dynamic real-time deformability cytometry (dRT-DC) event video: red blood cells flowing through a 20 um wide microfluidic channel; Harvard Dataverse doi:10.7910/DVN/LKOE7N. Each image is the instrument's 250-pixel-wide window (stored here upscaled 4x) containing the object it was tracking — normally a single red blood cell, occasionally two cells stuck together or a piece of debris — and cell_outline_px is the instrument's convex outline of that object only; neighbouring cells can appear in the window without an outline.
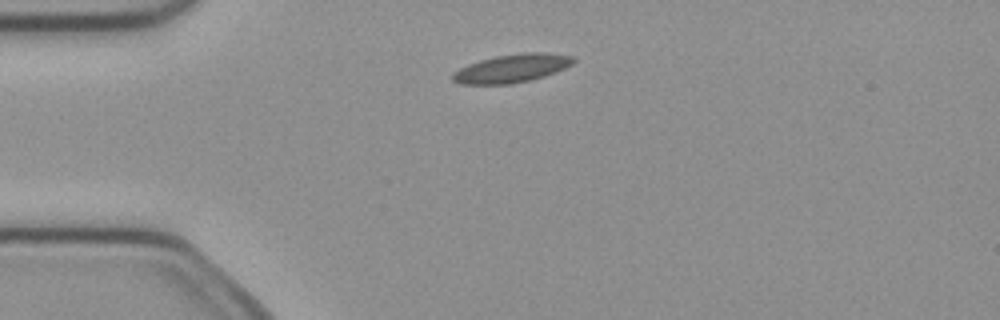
{"species": "common noctule bat (a hibernating species)", "species_latin": "Nyctalus noctula", "temperature_condition": "cold", "stored_images_in_passage": 3, "camera_frame_rate_fps": 3000, "um_per_image_px": 0.085, "animal": {"sex": "female", "body_mass_g": 21.9}, "frame": {"image": 1, "passage_image": 1, "time_ms": 0.0, "image_size_px": [1000, 320], "cell_outline_px": [[576, 60], [572, 64], [556, 72], [544, 76], [512, 84], [460, 84], [452, 80], [452, 72], [468, 64], [480, 60], [496, 56], [520, 52], [544, 52], [572, 56]], "centroid_in_image_um": [43.49, 5.8], "position_along_channel_um": 41.5, "area_um2": 19.94}}